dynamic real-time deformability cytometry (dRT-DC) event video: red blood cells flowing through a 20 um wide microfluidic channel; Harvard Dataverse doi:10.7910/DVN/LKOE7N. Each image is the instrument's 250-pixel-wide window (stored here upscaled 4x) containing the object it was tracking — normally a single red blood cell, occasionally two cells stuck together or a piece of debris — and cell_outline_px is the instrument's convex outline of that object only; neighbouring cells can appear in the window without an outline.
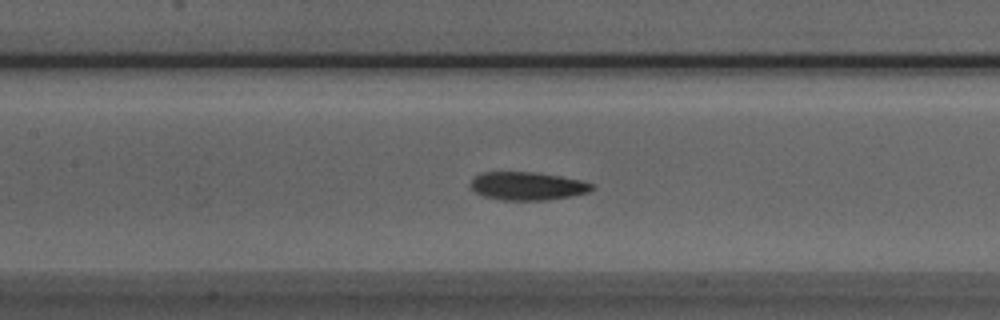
{"species": "Egyptian fruit bat (a non-hibernating species)", "species_latin": "Rousettus aegyptiacus", "temperature_condition": "room temperature", "stored_images_in_passage": 33, "camera_frame_rate_fps": 3000, "um_per_image_px": 0.085, "animal": {"sex": "male"}, "frame": {"image": 1, "passage_image": 17, "time_ms": 5.333, "image_size_px": [1000, 320], "cell_outline_px": [[596, 188], [588, 192], [568, 196], [544, 200], [504, 200], [484, 196], [476, 192], [468, 184], [472, 176], [480, 172], [532, 172], [560, 176], [580, 180], [596, 184]], "centroid_in_image_um": [44.8, 15.8], "position_along_channel_um": 162.6, "area_um2": 20.0}}
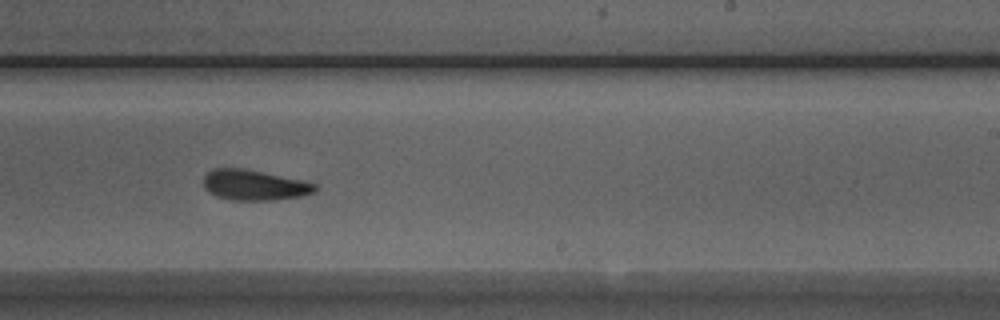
{"frame": {"image": 2, "passage_image": 25, "time_ms": 8.0, "image_size_px": [1000, 320], "cell_outline_px": [[316, 192], [304, 196], [276, 200], [232, 200], [216, 196], [208, 192], [204, 188], [204, 176], [212, 168], [244, 168], [304, 180], [316, 184]], "centroid_in_image_um": [21.63, 15.73], "position_along_channel_um": 267.4, "area_um2": 20.06}}
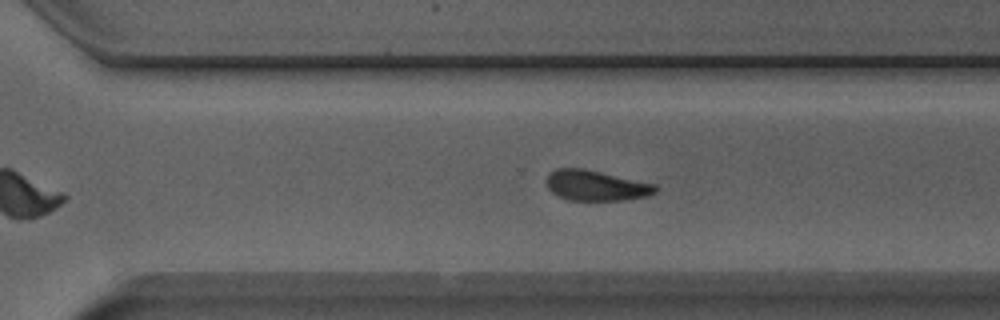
{"frame": {"image": 3, "passage_image": 29, "time_ms": 9.333, "image_size_px": [1000, 320], "cell_outline_px": [[660, 188], [656, 192], [648, 196], [624, 200], [568, 200], [556, 196], [548, 188], [548, 176], [556, 168], [584, 168], [656, 184]], "centroid_in_image_um": [50.7, 15.77], "position_along_channel_um": 319.9, "area_um2": 19.36}, "authors_computed_cell_mechanics": {"area_um2": 20.1144, "velocity_mm_per_s": 3.9485, "shape_relaxation_time_tau1_ms": 2.4905, "shape_relaxation_time_tau2_ms": 2.7443, "deformation_change_tau1": 0.1118, "deformation_change_tau2": 0.0929}}